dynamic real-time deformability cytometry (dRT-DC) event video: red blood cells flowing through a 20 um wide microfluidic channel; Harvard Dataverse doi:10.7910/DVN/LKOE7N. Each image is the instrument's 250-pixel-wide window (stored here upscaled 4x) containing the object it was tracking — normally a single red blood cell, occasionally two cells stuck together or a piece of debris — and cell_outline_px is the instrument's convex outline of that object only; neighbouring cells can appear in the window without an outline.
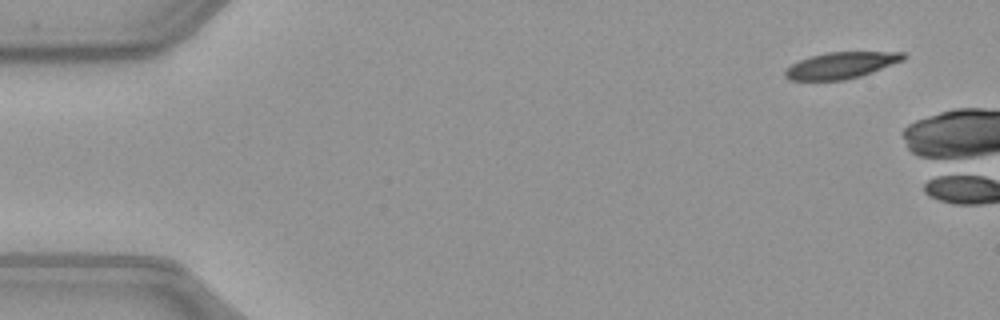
{"species": "common noctule bat (a hibernating species)", "species_latin": "Nyctalus noctula", "temperature_condition": "warm", "stored_images_in_passage": 7, "camera_frame_rate_fps": 3000, "um_per_image_px": 0.085, "animal": {"sex": "female", "body_mass_g": 21.9}, "frame": {"image": 1, "passage_image": 1, "time_ms": 0.0, "image_size_px": [1000, 320], "cell_outline_px": [[908, 56], [904, 60], [872, 72], [860, 76], [844, 80], [788, 80], [784, 76], [784, 68], [800, 60], [824, 52], [904, 52]], "centroid_in_image_um": [71.48, 5.55], "position_along_channel_um": 13.5, "area_um2": 18.26}}